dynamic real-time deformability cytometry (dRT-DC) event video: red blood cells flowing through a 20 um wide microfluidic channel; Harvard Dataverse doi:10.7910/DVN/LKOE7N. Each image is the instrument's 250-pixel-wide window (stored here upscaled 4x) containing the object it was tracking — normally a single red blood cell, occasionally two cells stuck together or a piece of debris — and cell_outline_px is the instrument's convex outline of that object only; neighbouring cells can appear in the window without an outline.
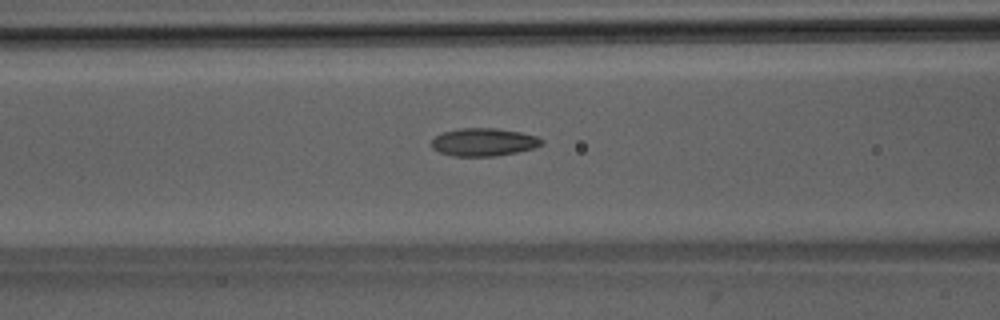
{"species": "Egyptian fruit bat (a non-hibernating species)", "species_latin": "Rousettus aegyptiacus", "temperature_condition": "room temperature", "stored_images_in_passage": 36, "camera_frame_rate_fps": 3000, "um_per_image_px": 0.085, "animal": {"sex": "male"}, "frame": {"image": 1, "passage_image": 6, "time_ms": 1.667, "image_size_px": [1000, 320], "cell_outline_px": [[544, 144], [536, 148], [496, 156], [452, 156], [440, 152], [432, 148], [432, 140], [436, 136], [444, 132], [460, 128], [496, 128], [520, 132], [536, 136], [544, 140]], "centroid_in_image_um": [41.15, 12.08], "position_along_channel_um": 125.5, "area_um2": 17.92}}
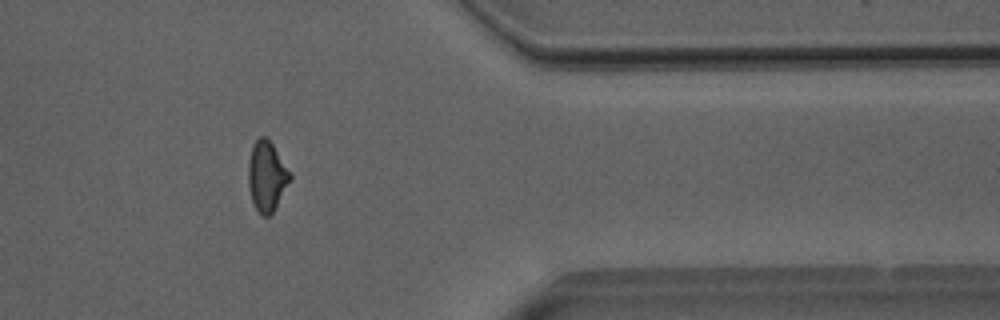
{"frame": {"image": 2, "passage_image": 27, "time_ms": 8.667, "image_size_px": [1000, 320], "cell_outline_px": [[292, 176], [272, 212], [268, 216], [264, 216], [256, 208], [252, 200], [248, 184], [248, 160], [252, 144], [260, 136], [264, 136], [272, 144], [292, 172]], "centroid_in_image_um": [22.67, 14.93], "position_along_channel_um": 388.7, "area_um2": 16.82}}
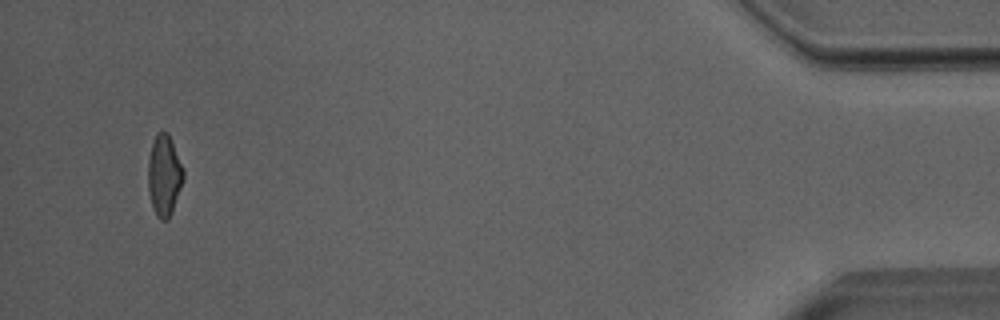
{"frame": {"image": 3, "passage_image": 34, "time_ms": 11.0, "image_size_px": [1000, 320], "cell_outline_px": [[184, 180], [172, 212], [168, 220], [160, 220], [156, 216], [148, 192], [148, 160], [152, 144], [156, 132], [168, 132], [184, 168]], "centroid_in_image_um": [13.97, 14.91], "position_along_channel_um": 421.2, "area_um2": 16.88}, "authors_computed_cell_mechanics": {"area_um2": 16.8776, "velocity_mm_per_s": 4.0179, "shape_relaxation_time_tau1_ms": 5.9836, "shape_relaxation_time_tau2_ms": 1.5115, "deformation_change_tau1": 0.1722, "deformation_change_tau2": 0.0834}}